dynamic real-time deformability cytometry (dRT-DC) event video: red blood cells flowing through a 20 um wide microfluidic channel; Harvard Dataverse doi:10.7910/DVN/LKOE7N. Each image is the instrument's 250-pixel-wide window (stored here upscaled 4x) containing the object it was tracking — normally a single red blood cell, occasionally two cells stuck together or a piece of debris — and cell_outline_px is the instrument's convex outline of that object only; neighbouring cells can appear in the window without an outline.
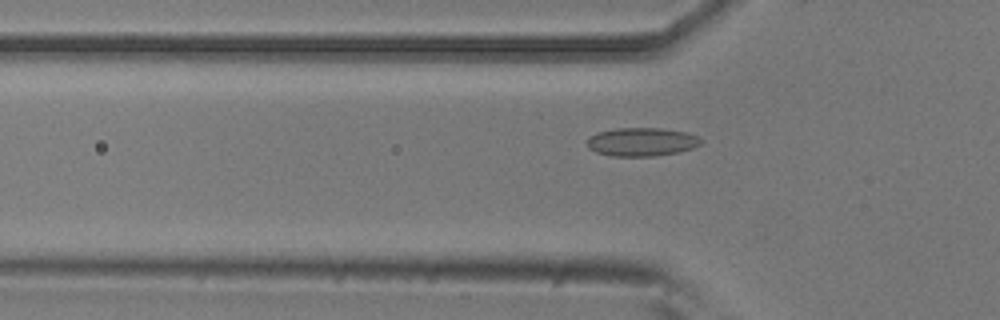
{"species": "common noctule bat (a hibernating species)", "species_latin": "Nyctalus noctula", "temperature_condition": "room temperature", "stored_images_in_passage": 41, "camera_frame_rate_fps": 3000, "um_per_image_px": 0.085, "animal": {"sex": "male", "body_mass_g": 20.5, "forearm_length_mm": 52.5}, "frame": {"image": 1, "passage_image": 11, "time_ms": 3.333, "image_size_px": [1000, 320], "cell_outline_px": [[704, 140], [700, 144], [692, 148], [680, 152], [652, 156], [612, 156], [596, 152], [588, 148], [588, 140], [596, 132], [616, 128], [660, 128], [688, 132]], "centroid_in_image_um": [54.57, 12.06], "position_along_channel_um": 71.2, "area_um2": 18.9}}
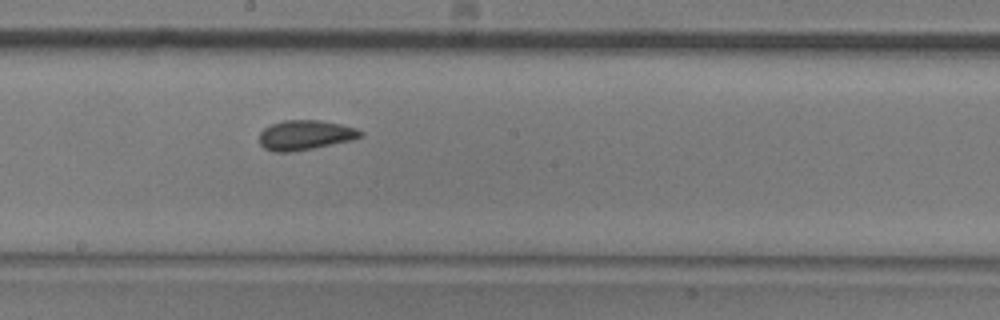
{"frame": {"image": 2, "passage_image": 23, "time_ms": 7.333, "image_size_px": [1000, 320], "cell_outline_px": [[364, 136], [352, 140], [292, 152], [272, 152], [264, 148], [260, 144], [260, 132], [264, 128], [272, 124], [284, 120], [320, 120], [340, 124], [356, 128], [364, 132]], "centroid_in_image_um": [25.95, 11.48], "position_along_channel_um": 222.2, "area_um2": 17.57}}
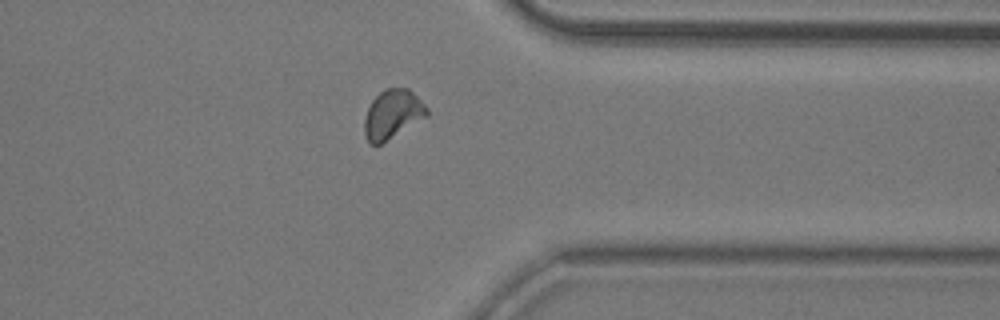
{"frame": {"image": 3, "passage_image": 36, "time_ms": 11.667, "image_size_px": [1000, 320], "cell_outline_px": [[428, 116], [380, 144], [368, 144], [364, 132], [364, 120], [368, 108], [372, 100], [384, 88], [408, 88], [428, 108]], "centroid_in_image_um": [33.35, 9.71], "position_along_channel_um": 378.0, "area_um2": 17.69}}